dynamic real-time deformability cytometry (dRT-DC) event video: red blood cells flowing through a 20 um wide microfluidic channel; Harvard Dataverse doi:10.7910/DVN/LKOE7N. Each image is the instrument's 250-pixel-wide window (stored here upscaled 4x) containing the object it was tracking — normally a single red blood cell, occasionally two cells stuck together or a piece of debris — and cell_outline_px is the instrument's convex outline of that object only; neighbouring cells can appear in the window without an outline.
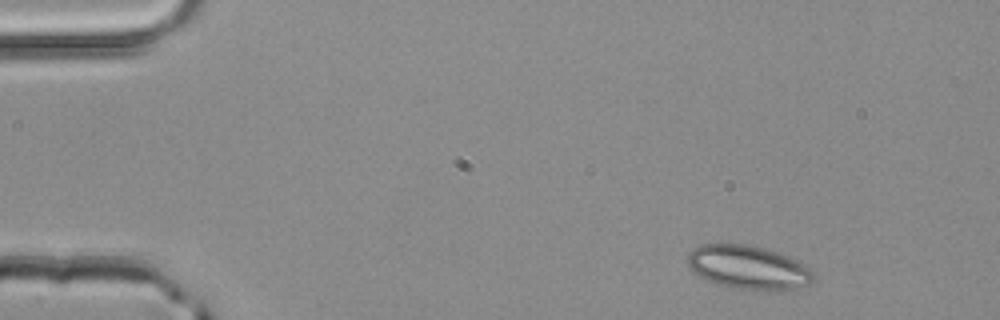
{"species": "common noctule bat (a hibernating species)", "species_latin": "Nyctalus noctula", "temperature_condition": "room temperature", "stored_images_in_passage": 3, "camera_frame_rate_fps": 3000, "um_per_image_px": 0.085, "animal": {"sex": "male", "body_mass_g": 20.4}, "frame": {"image": 1, "passage_image": 1, "time_ms": 0.0, "image_size_px": [1000, 320], "cell_outline_px": [[812, 280], [808, 284], [796, 288], [732, 288], [716, 284], [692, 272], [688, 264], [688, 252], [692, 248], [700, 244], [748, 244], [780, 252], [796, 260], [808, 268], [812, 276]], "centroid_in_image_um": [63.51, 22.68], "position_along_channel_um": 21.5, "area_um2": 31.39}}